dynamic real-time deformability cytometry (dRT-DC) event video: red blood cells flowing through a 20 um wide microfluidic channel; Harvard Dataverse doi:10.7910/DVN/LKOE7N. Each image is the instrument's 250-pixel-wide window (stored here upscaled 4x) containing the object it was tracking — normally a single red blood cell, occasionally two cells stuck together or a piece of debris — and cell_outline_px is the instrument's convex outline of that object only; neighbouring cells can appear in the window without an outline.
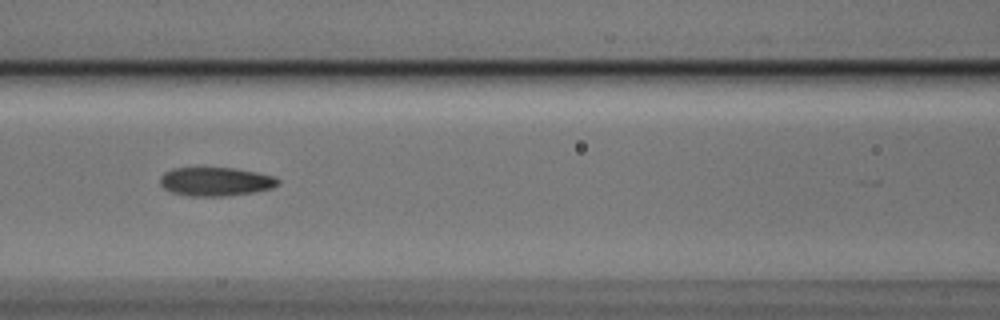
{"species": "Egyptian fruit bat (a non-hibernating species)", "species_latin": "Rousettus aegyptiacus", "temperature_condition": "cold", "stored_images_in_passage": 7, "camera_frame_rate_fps": 3000, "um_per_image_px": 0.085, "animal": {"sex": "male"}, "frame": {"image": 1, "passage_image": 6, "time_ms": 1.667, "image_size_px": [1000, 320], "cell_outline_px": [[280, 184], [272, 188], [252, 192], [228, 196], [188, 196], [172, 192], [164, 188], [160, 184], [160, 176], [164, 172], [176, 168], [232, 168], [256, 172], [272, 176], [280, 180]], "centroid_in_image_um": [18.32, 15.44], "position_along_channel_um": 148.3, "area_um2": 19.65}}
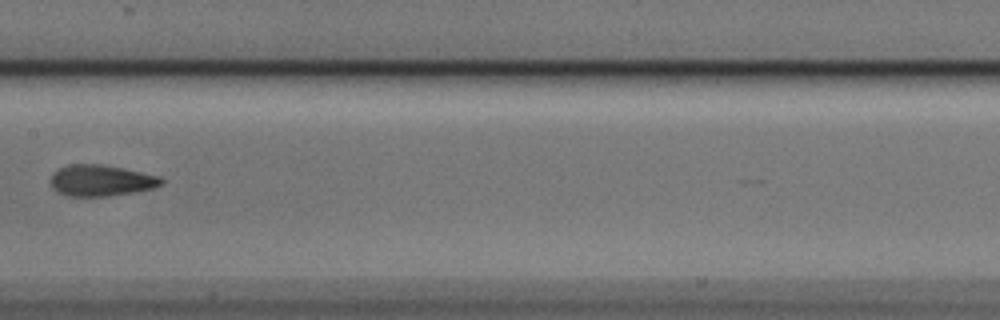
{"frame": {"image": 2, "passage_image": 7, "time_ms": 2.0, "image_size_px": [1000, 320], "cell_outline_px": [[164, 184], [152, 188], [136, 192], [108, 196], [68, 196], [56, 192], [52, 188], [52, 172], [68, 164], [100, 164], [160, 176], [164, 180]], "centroid_in_image_um": [8.59, 15.35], "position_along_channel_um": 198.8, "area_um2": 20.11}}